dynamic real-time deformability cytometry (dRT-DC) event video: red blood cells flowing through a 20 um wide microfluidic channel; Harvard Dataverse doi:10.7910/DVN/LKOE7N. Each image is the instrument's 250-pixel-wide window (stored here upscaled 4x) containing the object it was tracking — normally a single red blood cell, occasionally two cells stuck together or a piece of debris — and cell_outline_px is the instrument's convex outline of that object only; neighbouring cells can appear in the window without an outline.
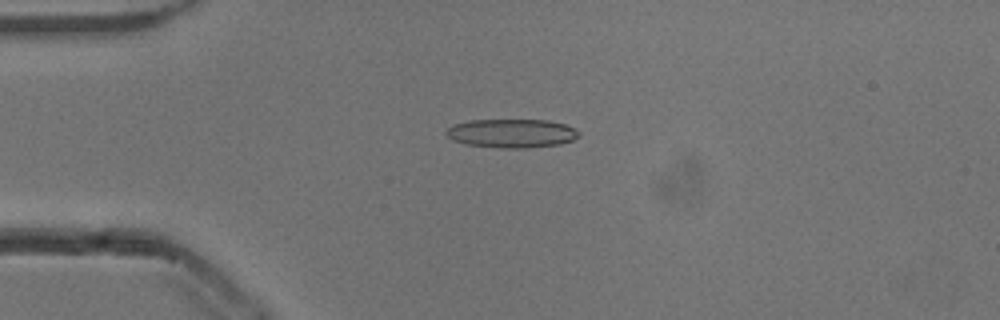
{"species": "common noctule bat (a hibernating species)", "species_latin": "Nyctalus noctula", "temperature_condition": "cold", "stored_images_in_passage": 53, "camera_frame_rate_fps": 3000, "um_per_image_px": 0.085, "animal": {"sex": "male", "body_mass_g": 13.3}, "frame": {"image": 1, "passage_image": 13, "time_ms": 4.0, "image_size_px": [1000, 320], "cell_outline_px": [[580, 136], [572, 140], [560, 144], [528, 148], [500, 148], [464, 144], [452, 140], [444, 132], [452, 124], [468, 120], [548, 120], [564, 124], [580, 132]], "centroid_in_image_um": [43.46, 11.33], "position_along_channel_um": 41.5, "area_um2": 22.37}}
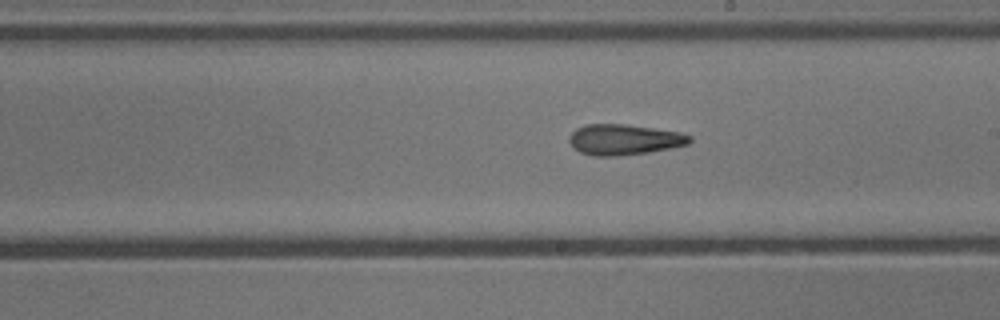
{"frame": {"image": 2, "passage_image": 30, "time_ms": 9.667, "image_size_px": [1000, 320], "cell_outline_px": [[692, 140], [688, 144], [672, 148], [648, 152], [616, 156], [592, 156], [580, 152], [568, 140], [568, 136], [576, 128], [584, 124], [624, 124], [680, 132], [692, 136]], "centroid_in_image_um": [53.05, 11.86], "position_along_channel_um": 236.0, "area_um2": 21.5}}
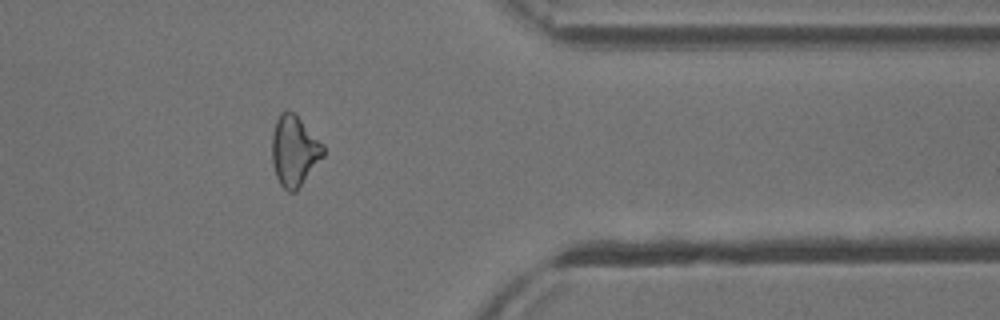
{"frame": {"image": 3, "passage_image": 43, "time_ms": 14.0, "image_size_px": [1000, 320], "cell_outline_px": [[324, 156], [296, 192], [288, 192], [280, 184], [276, 176], [272, 160], [272, 132], [276, 120], [280, 112], [284, 108], [288, 108], [324, 144]], "centroid_in_image_um": [25.01, 12.82], "position_along_channel_um": 386.4, "area_um2": 21.15}, "authors_computed_cell_mechanics": {"area_um2": 21.386, "velocity_mm_per_s": 3.8576, "shape_relaxation_time_tau1_ms": null, "shape_relaxation_time_tau2_ms": 1.9762, "deformation_change_tau1": null, "deformation_change_tau2": 0.126}}